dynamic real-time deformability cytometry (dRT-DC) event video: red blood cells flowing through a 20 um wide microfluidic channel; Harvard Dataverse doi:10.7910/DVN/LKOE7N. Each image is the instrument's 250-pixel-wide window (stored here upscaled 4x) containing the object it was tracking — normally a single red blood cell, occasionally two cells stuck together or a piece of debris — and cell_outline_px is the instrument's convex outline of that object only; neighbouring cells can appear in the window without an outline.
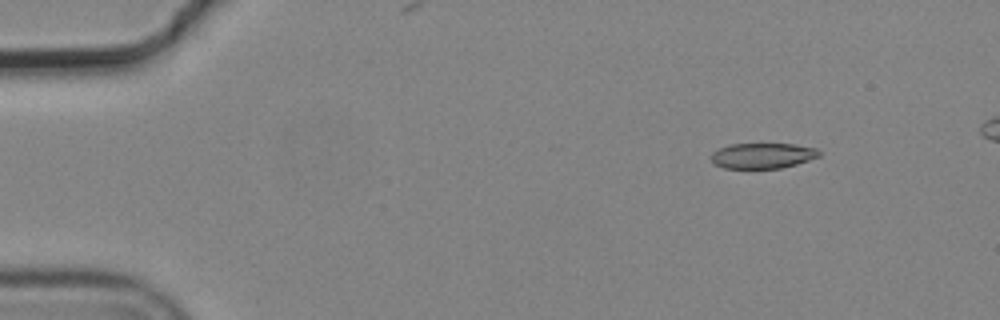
{"species": "common noctule bat (a hibernating species)", "species_latin": "Nyctalus noctula", "temperature_condition": "cold", "stored_images_in_passage": 6, "camera_frame_rate_fps": 3000, "um_per_image_px": 0.085, "animal": {"sex": "male", "body_mass_g": 19.2, "forearm_length_mm": 51.8}, "frame": {"image": 1, "passage_image": 2, "time_ms": 0.333, "image_size_px": [1000, 320], "cell_outline_px": [[820, 156], [796, 164], [780, 168], [724, 168], [716, 164], [712, 160], [712, 152], [720, 148], [732, 144], [796, 144], [816, 148], [820, 152]], "centroid_in_image_um": [64.85, 13.23], "position_along_channel_um": 20.2, "area_um2": 15.84}}